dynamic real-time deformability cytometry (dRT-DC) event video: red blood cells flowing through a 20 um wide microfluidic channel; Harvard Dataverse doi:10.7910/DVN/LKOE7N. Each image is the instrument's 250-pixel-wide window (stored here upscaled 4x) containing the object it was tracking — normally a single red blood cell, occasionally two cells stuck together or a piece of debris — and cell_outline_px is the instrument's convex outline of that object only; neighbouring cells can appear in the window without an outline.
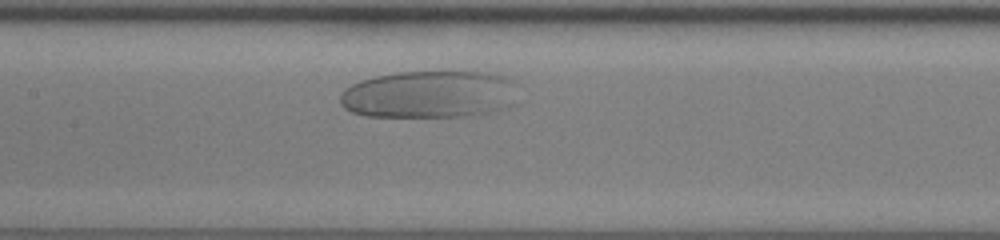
{"species": "human", "species_latin": "Homo sapiens", "temperature_condition": "room temperature", "stored_images_in_passage": 30, "camera_frame_rate_fps": 3000, "um_per_image_px": 0.085, "donor": {"sex": "female"}, "frame": {"image": 1, "passage_image": 12, "time_ms": 3.667, "image_size_px": [1000, 240], "cell_outline_px": [[520, 104], [508, 108], [480, 116], [364, 116], [352, 112], [344, 108], [340, 104], [340, 92], [344, 88], [360, 80], [376, 76], [396, 72], [496, 72], [512, 80], [516, 84]], "centroid_in_image_um": [36.61, 8.03], "position_along_channel_um": 170.8, "area_um2": 50.46}}
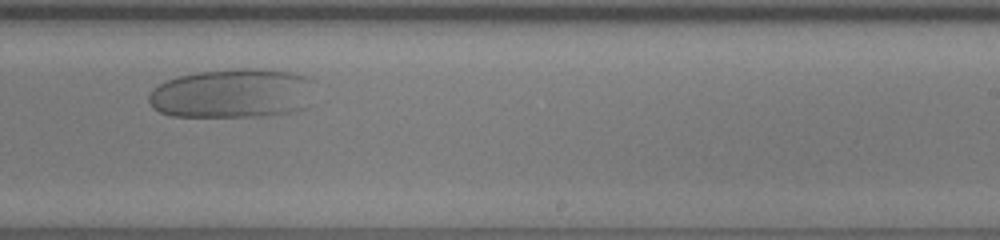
{"frame": {"image": 2, "passage_image": 20, "time_ms": 6.333, "image_size_px": [1000, 240], "cell_outline_px": [[312, 80], [304, 108], [296, 112], [268, 116], [172, 116], [160, 112], [152, 108], [148, 100], [148, 96], [152, 88], [164, 80], [176, 76], [196, 72], [236, 68], [264, 68], [292, 72], [312, 76]], "centroid_in_image_um": [19.71, 7.92], "position_along_channel_um": 269.3, "area_um2": 48.32}}
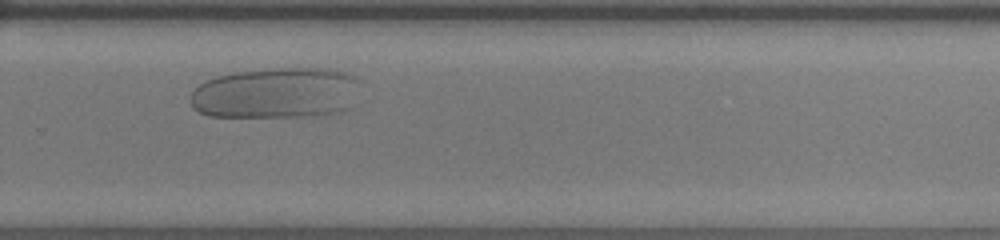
{"frame": {"image": 3, "passage_image": 23, "time_ms": 7.333, "image_size_px": [1000, 240], "cell_outline_px": [[356, 80], [352, 108], [340, 112], [324, 116], [208, 116], [192, 108], [188, 100], [192, 92], [200, 84], [216, 76], [236, 72], [268, 68], [332, 68], [356, 76]], "centroid_in_image_um": [23.46, 7.91], "position_along_channel_um": 306.3, "area_um2": 50.69}}